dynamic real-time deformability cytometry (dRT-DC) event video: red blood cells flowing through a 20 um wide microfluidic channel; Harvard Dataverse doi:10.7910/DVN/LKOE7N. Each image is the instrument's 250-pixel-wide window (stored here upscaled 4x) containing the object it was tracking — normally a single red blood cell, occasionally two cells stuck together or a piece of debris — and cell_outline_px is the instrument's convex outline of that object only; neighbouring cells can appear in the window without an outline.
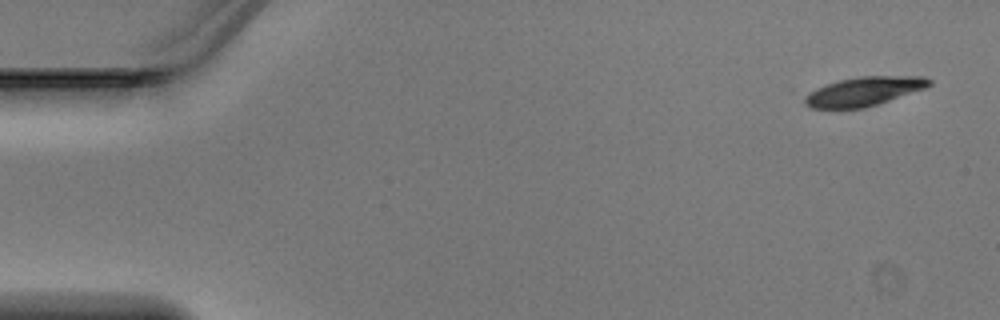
{"species": "Egyptian fruit bat (a non-hibernating species)", "species_latin": "Rousettus aegyptiacus", "temperature_condition": "warm", "stored_images_in_passage": 4, "camera_frame_rate_fps": 3000, "um_per_image_px": 0.085, "animal": {"sex": "male"}, "frame": {"image": 1, "passage_image": 1, "time_ms": 0.0, "image_size_px": [1000, 320], "cell_outline_px": [[932, 84], [924, 88], [864, 108], [812, 108], [804, 104], [792, 92], [792, 88], [860, 76], [924, 76], [932, 80]], "centroid_in_image_um": [73.0, 7.74], "position_along_channel_um": 12.0, "area_um2": 22.72}}